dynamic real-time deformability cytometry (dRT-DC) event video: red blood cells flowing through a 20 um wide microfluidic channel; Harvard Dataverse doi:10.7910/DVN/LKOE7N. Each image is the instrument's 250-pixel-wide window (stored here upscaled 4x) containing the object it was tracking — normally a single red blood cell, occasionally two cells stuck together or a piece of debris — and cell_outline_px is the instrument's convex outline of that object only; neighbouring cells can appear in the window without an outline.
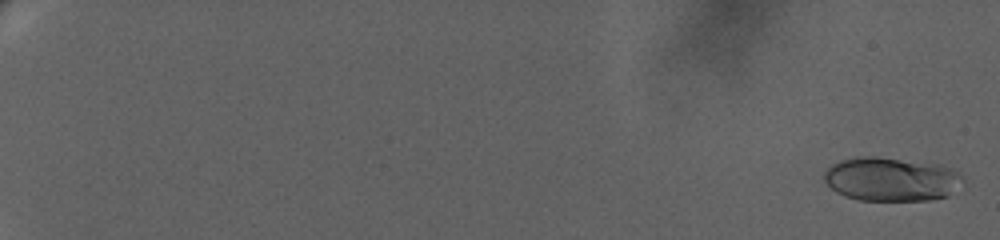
{"species": "human", "species_latin": "Homo sapiens", "temperature_condition": "warm", "stored_images_in_passage": 75, "camera_frame_rate_fps": 3000, "um_per_image_px": 0.085, "donor": {"sex": "female"}, "frame": {"image": 1, "passage_image": 3, "time_ms": 0.333, "image_size_px": [1000, 240], "cell_outline_px": [[964, 180], [948, 196], [928, 200], [860, 200], [844, 196], [836, 192], [824, 180], [824, 172], [832, 164], [840, 160], [856, 156], [876, 156], [940, 164], [956, 168], [964, 176]], "centroid_in_image_um": [75.78, 15.21], "position_along_channel_um": 9.2, "area_um2": 35.84}}
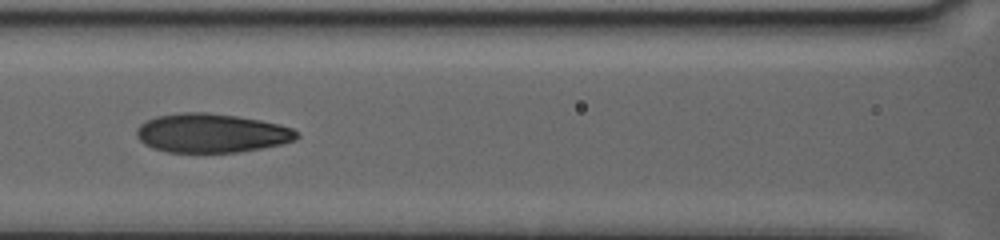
{"frame": {"image": 2, "passage_image": 46, "time_ms": 11.667, "image_size_px": [1000, 240], "cell_outline_px": [[300, 136], [296, 140], [280, 144], [240, 152], [168, 152], [152, 148], [144, 144], [136, 136], [136, 128], [140, 124], [156, 116], [180, 112], [208, 112], [236, 116], [260, 120], [280, 124], [292, 128], [300, 132]], "centroid_in_image_um": [17.98, 11.31], "position_along_channel_um": 148.6, "area_um2": 36.59}}
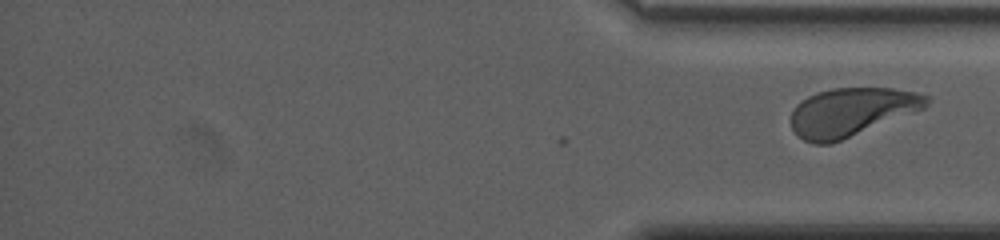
{"frame": {"image": 3, "passage_image": 75, "time_ms": 19.333, "image_size_px": [1000, 240], "cell_outline_px": [[928, 104], [924, 108], [832, 144], [812, 144], [804, 140], [792, 128], [792, 112], [796, 104], [800, 100], [816, 92], [832, 88], [892, 88], [916, 92], [928, 96]], "centroid_in_image_um": [72.34, 9.51], "position_along_channel_um": 362.9, "area_um2": 37.97}}